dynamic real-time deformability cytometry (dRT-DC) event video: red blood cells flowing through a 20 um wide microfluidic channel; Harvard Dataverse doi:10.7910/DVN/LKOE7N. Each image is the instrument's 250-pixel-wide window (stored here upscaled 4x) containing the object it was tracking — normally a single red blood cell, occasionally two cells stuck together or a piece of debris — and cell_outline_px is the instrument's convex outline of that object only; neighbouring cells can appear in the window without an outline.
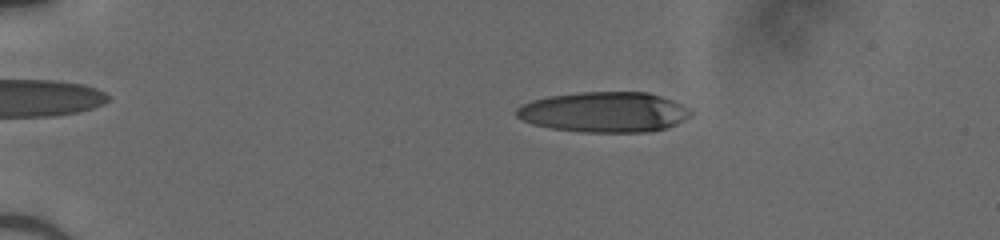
{"species": "human", "species_latin": "Homo sapiens", "temperature_condition": "cold", "stored_images_in_passage": 46, "camera_frame_rate_fps": 3000, "um_per_image_px": 0.085, "donor": {"sex": "male"}, "frame": {"image": 1, "passage_image": 6, "time_ms": 1.667, "image_size_px": [1000, 240], "cell_outline_px": [[692, 112], [688, 116], [676, 124], [664, 128], [648, 132], [580, 132], [552, 128], [532, 124], [516, 116], [516, 108], [520, 104], [532, 100], [548, 96], [580, 92], [648, 92], [672, 100], [688, 108]], "centroid_in_image_um": [51.31, 9.52], "position_along_channel_um": 33.7, "area_um2": 40.86}}
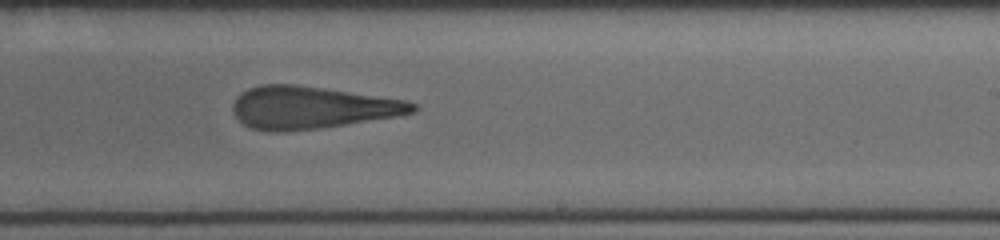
{"frame": {"image": 2, "passage_image": 28, "time_ms": 9.0, "image_size_px": [1000, 240], "cell_outline_px": [[416, 108], [412, 112], [392, 116], [320, 128], [284, 132], [268, 132], [252, 128], [244, 124], [236, 116], [232, 108], [232, 104], [236, 96], [248, 88], [260, 84], [292, 84], [404, 100], [416, 104]], "centroid_in_image_um": [26.37, 9.14], "position_along_channel_um": 262.6, "area_um2": 43.64}}
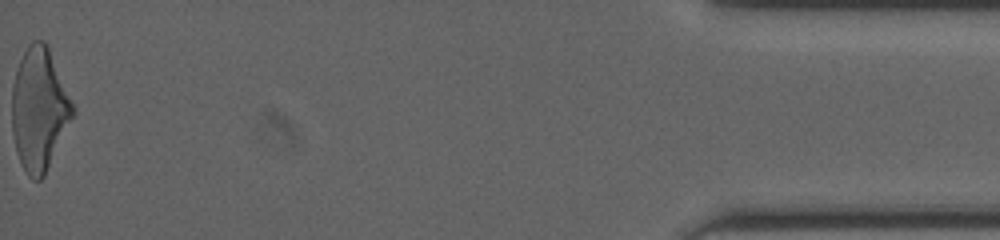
{"frame": {"image": 3, "passage_image": 46, "time_ms": 15.0, "image_size_px": [1000, 240], "cell_outline_px": [[76, 112], [44, 176], [40, 180], [32, 180], [28, 176], [20, 164], [16, 152], [12, 132], [12, 88], [16, 72], [20, 60], [28, 44], [32, 40], [44, 40], [48, 44], [76, 108]], "centroid_in_image_um": [3.35, 9.28], "position_along_channel_um": 431.8, "area_um2": 43.99}}